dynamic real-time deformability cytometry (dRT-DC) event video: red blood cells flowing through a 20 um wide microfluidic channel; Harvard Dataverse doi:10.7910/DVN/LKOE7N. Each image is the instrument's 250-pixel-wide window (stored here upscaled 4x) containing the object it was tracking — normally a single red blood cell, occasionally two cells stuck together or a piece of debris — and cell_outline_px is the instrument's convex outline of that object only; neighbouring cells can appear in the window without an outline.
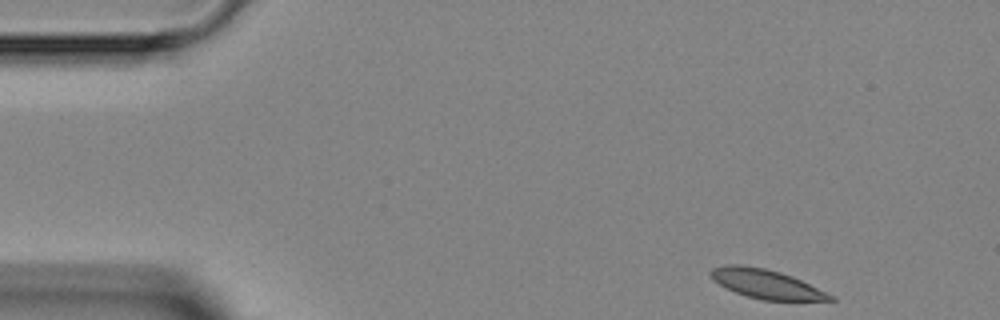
{"species": "Egyptian fruit bat (a non-hibernating species)", "species_latin": "Rousettus aegyptiacus", "temperature_condition": "room temperature", "stored_images_in_passage": 4, "camera_frame_rate_fps": 3000, "um_per_image_px": 0.085, "animal": {"sex": "female"}, "frame": {"image": 1, "passage_image": 1, "time_ms": 0.0, "image_size_px": [1000, 320], "cell_outline_px": [[836, 300], [764, 300], [748, 296], [736, 292], [712, 280], [708, 272], [712, 268], [724, 264], [740, 264], [764, 268], [780, 272], [792, 276], [836, 296]], "centroid_in_image_um": [65.11, 24.12], "position_along_channel_um": 19.9, "area_um2": 20.17}}
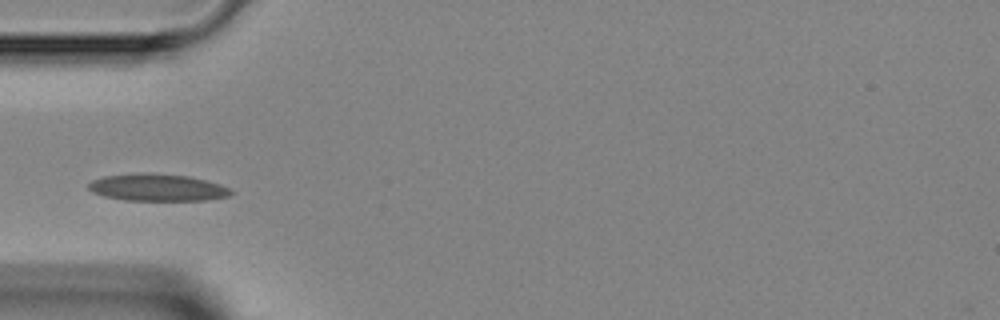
{"frame": {"image": 2, "passage_image": 3, "time_ms": 3.333, "image_size_px": [1000, 320], "cell_outline_px": [[232, 192], [228, 196], [204, 200], [124, 200], [104, 196], [92, 192], [88, 188], [88, 184], [92, 180], [104, 176], [144, 172], [188, 176], [220, 184], [228, 188]], "centroid_in_image_um": [13.33, 15.93], "position_along_channel_um": 71.7, "area_um2": 22.31}}
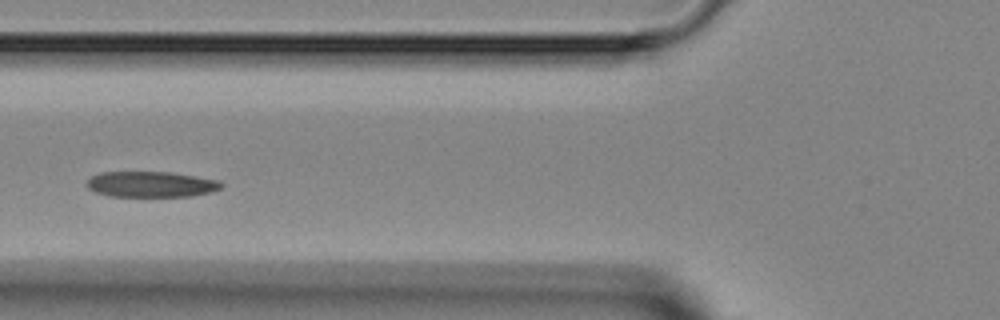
{"frame": {"image": 3, "passage_image": 4, "time_ms": 4.333, "image_size_px": [1000, 320], "cell_outline_px": [[224, 184], [220, 188], [212, 192], [192, 196], [108, 196], [96, 192], [88, 188], [88, 180], [92, 176], [100, 172], [172, 172], [220, 180]], "centroid_in_image_um": [12.88, 15.66], "position_along_channel_um": 112.9, "area_um2": 20.17}}